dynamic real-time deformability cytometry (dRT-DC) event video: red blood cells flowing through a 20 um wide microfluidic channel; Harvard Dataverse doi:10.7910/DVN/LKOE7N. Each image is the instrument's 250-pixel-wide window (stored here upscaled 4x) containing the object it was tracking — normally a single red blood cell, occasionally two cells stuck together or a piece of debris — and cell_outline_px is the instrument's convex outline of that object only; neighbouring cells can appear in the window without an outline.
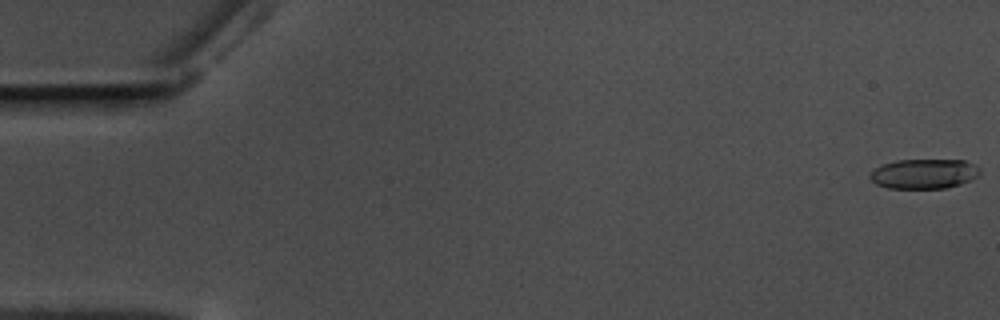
{"species": "common noctule bat (a hibernating species)", "species_latin": "Nyctalus noctula", "temperature_condition": "warm", "stored_images_in_passage": 11, "camera_frame_rate_fps": 3000, "um_per_image_px": 0.085, "animal": {"sex": "male", "body_mass_g": 17.5, "forearm_length_mm": 52.3}, "frame": {"image": 1, "passage_image": 1, "time_ms": 0.0, "image_size_px": [1000, 320], "cell_outline_px": [[980, 176], [960, 184], [944, 188], [888, 188], [876, 184], [868, 176], [876, 168], [884, 164], [896, 160], [964, 160], [980, 168]], "centroid_in_image_um": [78.56, 14.77], "position_along_channel_um": 6.4, "area_um2": 18.96}}